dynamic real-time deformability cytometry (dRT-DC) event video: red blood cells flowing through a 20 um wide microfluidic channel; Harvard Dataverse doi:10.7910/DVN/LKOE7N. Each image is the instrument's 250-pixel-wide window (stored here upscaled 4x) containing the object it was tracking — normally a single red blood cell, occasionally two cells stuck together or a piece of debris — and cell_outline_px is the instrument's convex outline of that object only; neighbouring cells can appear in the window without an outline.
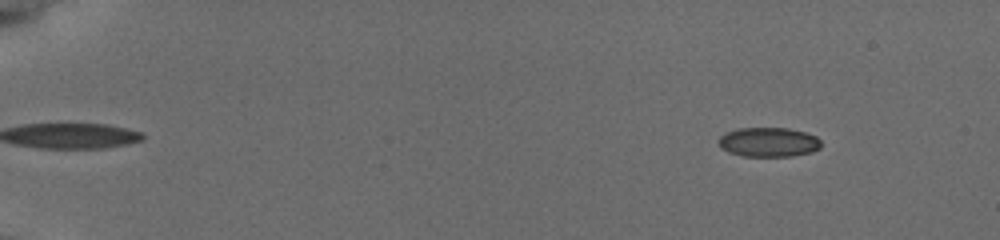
{"species": "common noctule bat (a hibernating species)", "species_latin": "Nyctalus noctula", "temperature_condition": "cold", "stored_images_in_passage": 27, "camera_frame_rate_fps": 3000, "um_per_image_px": 0.085, "animal": {"sex": "female", "body_mass_g": 19.5, "forearm_length_mm": 54.1}, "frame": {"image": 1, "passage_image": 7, "time_ms": 2.0, "image_size_px": [1000, 240], "cell_outline_px": [[820, 148], [812, 152], [792, 156], [744, 156], [728, 152], [720, 148], [720, 136], [724, 132], [740, 128], [788, 128], [804, 132], [816, 136], [820, 140]], "centroid_in_image_um": [65.33, 12.08], "position_along_channel_um": 19.7, "area_um2": 17.57}}
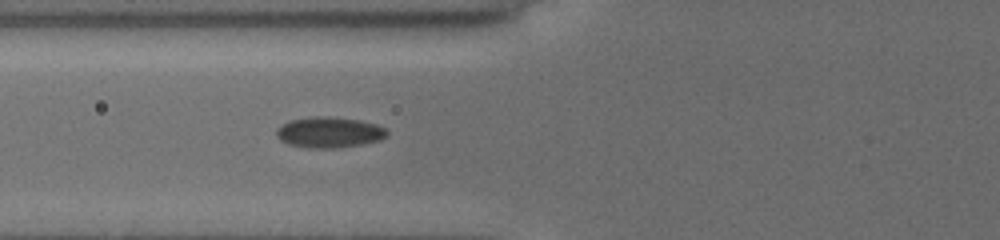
{"frame": {"image": 2, "passage_image": 24, "time_ms": 7.667, "image_size_px": [1000, 240], "cell_outline_px": [[388, 136], [380, 140], [364, 144], [336, 148], [308, 148], [288, 144], [280, 140], [276, 136], [276, 128], [288, 120], [316, 116], [328, 116], [360, 120], [376, 124], [384, 128], [388, 132]], "centroid_in_image_um": [27.97, 11.25], "position_along_channel_um": 97.8, "area_um2": 20.06}}
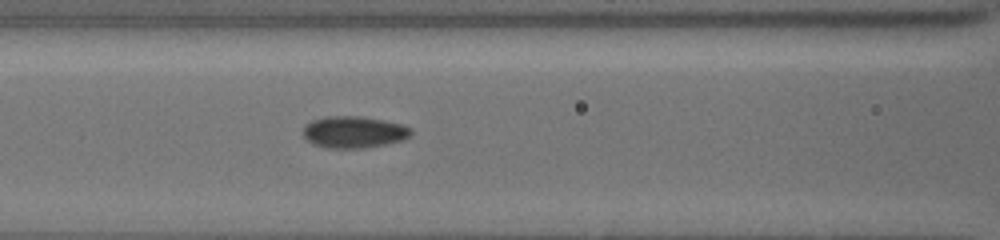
{"frame": {"image": 3, "passage_image": 27, "time_ms": 8.667, "image_size_px": [1000, 240], "cell_outline_px": [[412, 132], [404, 140], [368, 148], [324, 148], [312, 144], [304, 136], [304, 124], [312, 120], [324, 116], [360, 116], [384, 120], [400, 124], [412, 128]], "centroid_in_image_um": [30.06, 11.23], "position_along_channel_um": 136.5, "area_um2": 20.17}}